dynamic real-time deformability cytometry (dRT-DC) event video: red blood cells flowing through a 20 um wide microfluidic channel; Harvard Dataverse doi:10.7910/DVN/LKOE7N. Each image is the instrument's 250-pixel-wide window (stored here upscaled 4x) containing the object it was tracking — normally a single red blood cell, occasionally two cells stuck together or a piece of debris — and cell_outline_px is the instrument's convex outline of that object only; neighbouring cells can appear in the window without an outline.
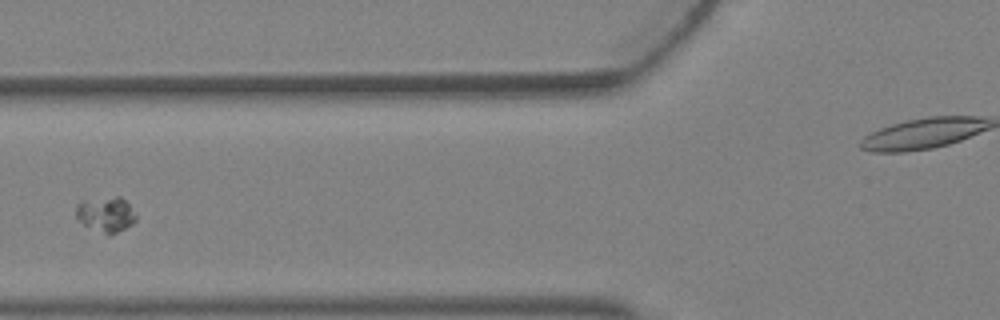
{"species": "Egyptian fruit bat (a non-hibernating species)", "species_latin": "Rousettus aegyptiacus", "temperature_condition": "warm", "stored_images_in_passage": 4, "camera_frame_rate_fps": 3000, "um_per_image_px": 0.085, "animal": {"sex": "female"}, "frame": {"image": 1, "passage_image": 4, "time_ms": 1.0, "image_size_px": [1000, 320], "cell_outline_px": [[136, 220], [132, 224], [108, 236], [84, 224], [76, 216], [76, 208], [84, 200], [116, 196], [120, 196], [128, 204], [136, 216]], "centroid_in_image_um": [9.01, 18.22], "position_along_channel_um": 116.8, "area_um2": 11.96}}